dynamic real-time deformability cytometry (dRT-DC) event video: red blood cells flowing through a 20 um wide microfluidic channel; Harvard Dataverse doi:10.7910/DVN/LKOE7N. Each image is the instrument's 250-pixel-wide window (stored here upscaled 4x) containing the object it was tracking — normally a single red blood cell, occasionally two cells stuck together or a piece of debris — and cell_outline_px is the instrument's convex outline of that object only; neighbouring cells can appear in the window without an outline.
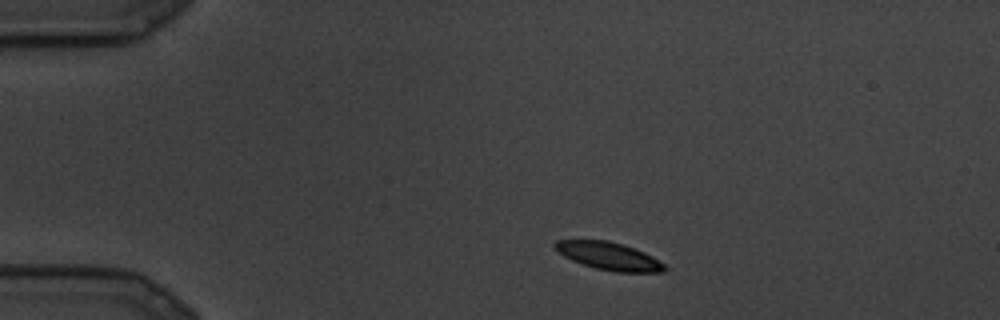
{"species": "common noctule bat (a hibernating species)", "species_latin": "Nyctalus noctula", "temperature_condition": "cold", "stored_images_in_passage": 8, "camera_frame_rate_fps": 3000, "um_per_image_px": 0.085, "animal": {"sex": "male", "body_mass_g": 19.5, "forearm_length_mm": 54.6}, "frame": {"image": 1, "passage_image": 2, "time_ms": 0.333, "image_size_px": [1000, 320], "cell_outline_px": [[668, 268], [664, 272], [616, 272], [596, 268], [572, 260], [564, 256], [552, 244], [556, 240], [608, 240], [624, 244], [644, 252], [652, 256], [664, 264]], "centroid_in_image_um": [51.79, 21.76], "position_along_channel_um": 33.2, "area_um2": 17.63}}
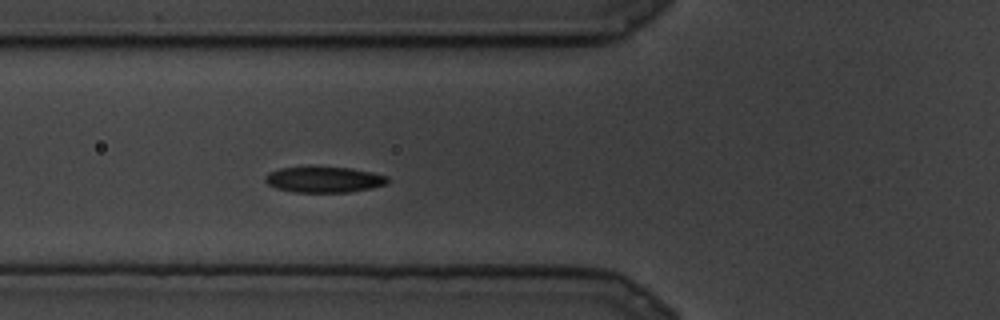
{"frame": {"image": 2, "passage_image": 6, "time_ms": 1.667, "image_size_px": [1000, 320], "cell_outline_px": [[388, 184], [372, 188], [348, 192], [292, 192], [276, 188], [268, 184], [264, 180], [264, 176], [268, 172], [280, 168], [308, 164], [312, 164], [352, 168], [372, 172], [388, 176]], "centroid_in_image_um": [27.5, 15.21], "position_along_channel_um": 98.3, "area_um2": 19.36}}
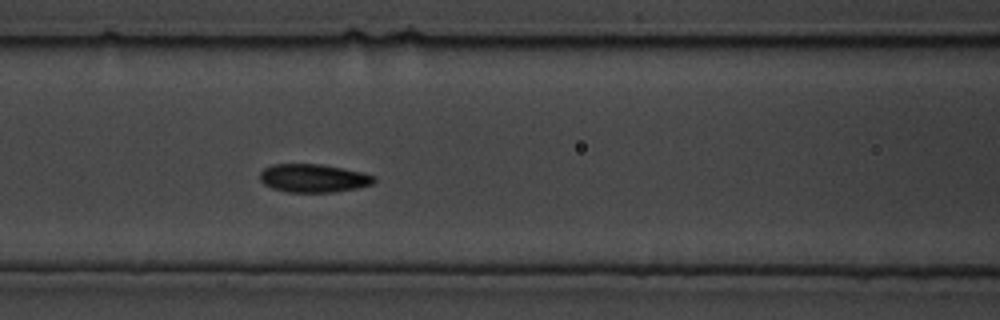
{"frame": {"image": 3, "passage_image": 8, "time_ms": 2.333, "image_size_px": [1000, 320], "cell_outline_px": [[376, 180], [372, 184], [356, 188], [332, 192], [288, 192], [272, 188], [264, 184], [260, 180], [260, 172], [264, 168], [272, 164], [320, 164], [360, 172], [372, 176]], "centroid_in_image_um": [26.58, 15.14], "position_along_channel_um": 140.0, "area_um2": 18.55}}